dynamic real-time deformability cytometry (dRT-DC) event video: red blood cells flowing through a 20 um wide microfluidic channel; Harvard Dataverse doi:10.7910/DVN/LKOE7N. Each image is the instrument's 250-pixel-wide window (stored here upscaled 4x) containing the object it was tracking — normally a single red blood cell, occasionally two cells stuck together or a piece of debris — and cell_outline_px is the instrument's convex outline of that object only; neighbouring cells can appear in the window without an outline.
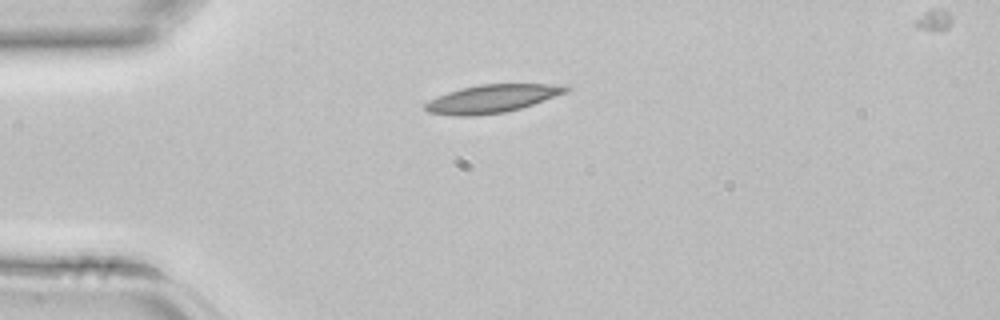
{"species": "common noctule bat (a hibernating species)", "species_latin": "Nyctalus noctula", "temperature_condition": "room temperature", "stored_images_in_passage": 4, "camera_frame_rate_fps": 3000, "um_per_image_px": 0.085, "animal": {"sex": "female", "body_mass_g": 22.7, "forearm_length_mm": 54.2}, "frame": {"image": 1, "passage_image": 4, "time_ms": 1.0, "image_size_px": [1000, 320], "cell_outline_px": [[572, 88], [568, 92], [520, 108], [504, 112], [476, 116], [456, 116], [428, 112], [424, 108], [424, 104], [448, 92], [460, 88], [480, 84], [568, 84]], "centroid_in_image_um": [41.88, 8.38], "position_along_channel_um": 43.1, "area_um2": 22.95}}